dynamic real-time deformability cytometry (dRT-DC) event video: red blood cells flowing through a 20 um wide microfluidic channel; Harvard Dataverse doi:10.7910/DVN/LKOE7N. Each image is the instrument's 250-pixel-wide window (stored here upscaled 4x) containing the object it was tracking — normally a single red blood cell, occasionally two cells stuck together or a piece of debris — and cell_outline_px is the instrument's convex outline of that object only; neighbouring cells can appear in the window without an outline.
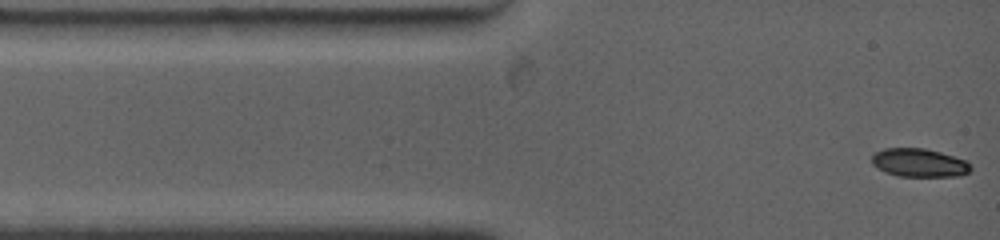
{"species": "common noctule bat (a hibernating species)", "species_latin": "Nyctalus noctula", "temperature_condition": "warm", "stored_images_in_passage": 5, "camera_frame_rate_fps": 4500, "um_per_image_px": 0.085, "animal": {"sex": "female", "body_mass_g": 19.0, "forearm_length_mm": 53.3}, "frame": {"image": 1, "passage_image": 1, "time_ms": 0.0, "image_size_px": [1000, 240], "cell_outline_px": [[972, 168], [968, 172], [960, 176], [900, 176], [884, 172], [876, 168], [872, 164], [872, 156], [876, 152], [884, 148], [924, 148], [940, 152], [964, 160]], "centroid_in_image_um": [78.09, 13.84], "position_along_channel_um": 6.9, "area_um2": 16.24}}
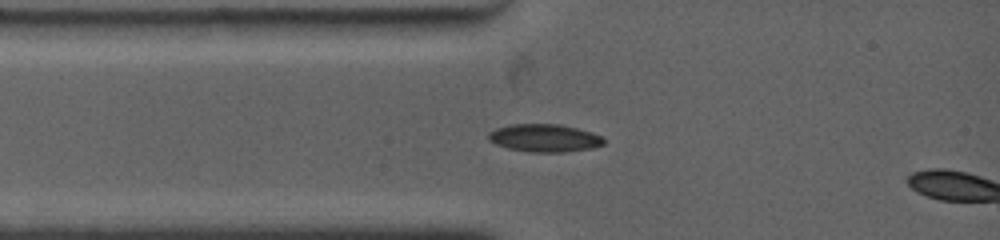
{"frame": {"image": 2, "passage_image": 4, "time_ms": 2.0, "image_size_px": [1000, 240], "cell_outline_px": [[604, 144], [592, 148], [564, 152], [528, 152], [508, 148], [496, 144], [488, 140], [488, 132], [496, 128], [512, 124], [560, 124], [592, 132], [604, 136]], "centroid_in_image_um": [46.29, 11.73], "position_along_channel_um": 38.7, "area_um2": 18.79}}